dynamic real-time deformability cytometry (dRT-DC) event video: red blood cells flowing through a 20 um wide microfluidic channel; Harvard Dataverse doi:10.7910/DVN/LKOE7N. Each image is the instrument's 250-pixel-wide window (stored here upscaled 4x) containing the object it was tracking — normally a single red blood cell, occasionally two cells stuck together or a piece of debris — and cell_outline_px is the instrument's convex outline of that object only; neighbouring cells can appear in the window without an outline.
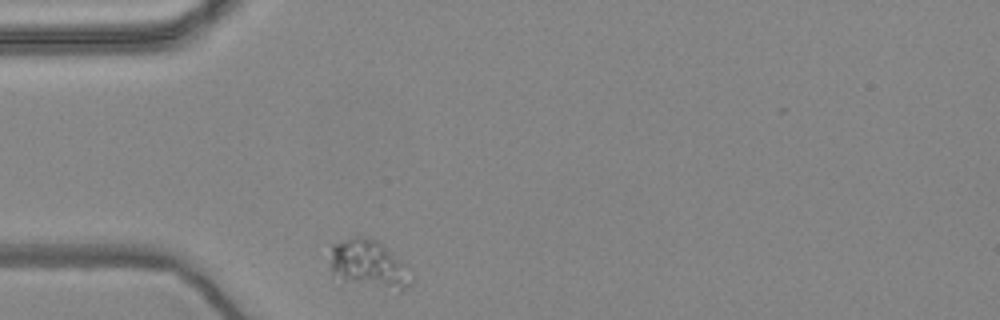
{"species": "common noctule bat (a hibernating species)", "species_latin": "Nyctalus noctula", "temperature_condition": "warm", "stored_images_in_passage": 34, "camera_frame_rate_fps": 3000, "um_per_image_px": 0.085, "animal": {"sex": "female", "body_mass_g": 24.6, "forearm_length_mm": 56.2}, "frame": {"image": 1, "passage_image": 1, "time_ms": 0.0, "image_size_px": [1000, 320], "cell_outline_px": [[412, 284], [400, 292], [344, 280], [332, 276], [332, 244], [352, 236], [368, 236], [384, 244], [412, 268]], "centroid_in_image_um": [31.44, 22.45], "position_along_channel_um": 53.6, "area_um2": 23.29}}
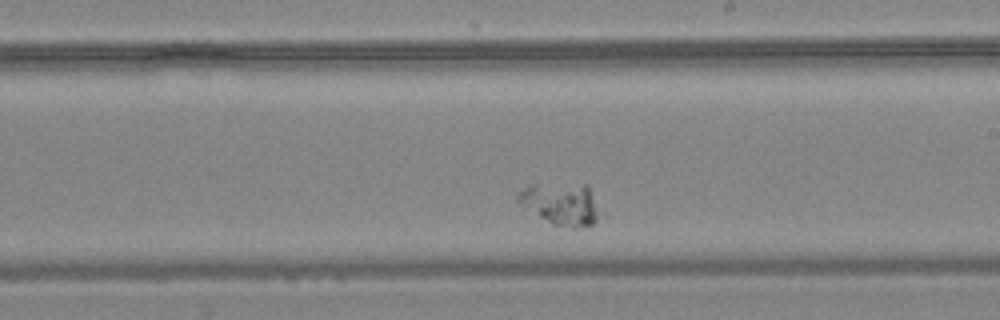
{"frame": {"image": 2, "passage_image": 20, "time_ms": 6.333, "image_size_px": [1000, 320], "cell_outline_px": [[608, 216], [592, 224], [576, 228], [572, 228], [552, 224], [520, 204], [516, 200], [516, 192], [532, 184], [588, 184]], "centroid_in_image_um": [47.84, 17.33], "position_along_channel_um": 241.2, "area_um2": 21.04}}
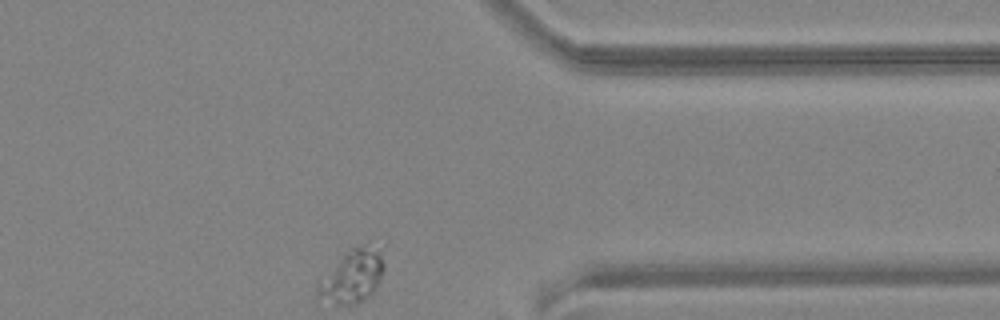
{"frame": {"image": 3, "passage_image": 34, "time_ms": 11.0, "image_size_px": [1000, 320], "cell_outline_px": [[384, 272], [376, 288], [368, 296], [356, 304], [336, 304], [316, 300], [316, 292], [320, 284], [340, 256], [344, 252], [368, 240], [380, 252], [384, 264]], "centroid_in_image_um": [29.97, 23.46], "position_along_channel_um": 381.4, "area_um2": 20.52}}